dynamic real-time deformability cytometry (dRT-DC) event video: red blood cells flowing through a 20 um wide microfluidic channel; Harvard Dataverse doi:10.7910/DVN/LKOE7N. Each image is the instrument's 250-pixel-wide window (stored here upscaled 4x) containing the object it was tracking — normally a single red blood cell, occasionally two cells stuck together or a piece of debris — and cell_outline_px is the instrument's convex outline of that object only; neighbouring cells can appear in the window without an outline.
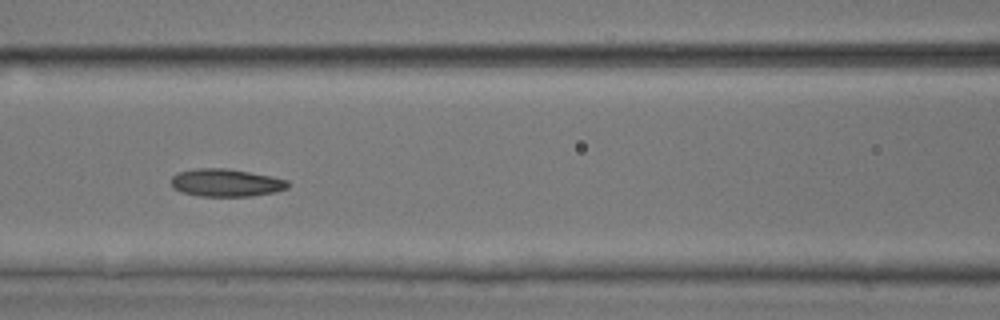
{"species": "common noctule bat (a hibernating species)", "species_latin": "Nyctalus noctula", "temperature_condition": "room temperature", "stored_images_in_passage": 9, "camera_frame_rate_fps": 3000, "um_per_image_px": 0.085, "animal": {"sex": "male", "body_mass_g": 17.9, "forearm_length_mm": 54.2}, "frame": {"image": 1, "passage_image": 6, "time_ms": 1.667, "image_size_px": [1000, 320], "cell_outline_px": [[288, 188], [276, 192], [252, 196], [200, 196], [180, 192], [172, 188], [172, 176], [180, 172], [196, 168], [228, 168], [272, 176], [288, 180]], "centroid_in_image_um": [19.22, 15.53], "position_along_channel_um": 147.4, "area_um2": 18.96}}
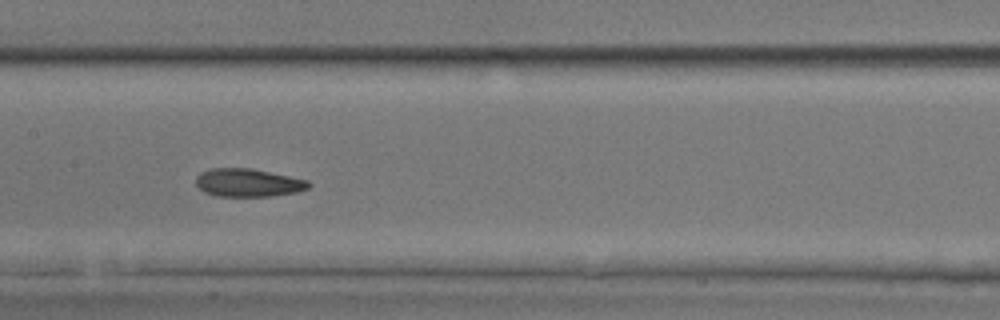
{"frame": {"image": 2, "passage_image": 7, "time_ms": 2.0, "image_size_px": [1000, 320], "cell_outline_px": [[312, 184], [308, 188], [296, 192], [272, 196], [216, 196], [204, 192], [196, 184], [196, 176], [200, 172], [208, 168], [252, 168], [308, 180]], "centroid_in_image_um": [21.07, 15.52], "position_along_channel_um": 186.3, "area_um2": 18.55}}